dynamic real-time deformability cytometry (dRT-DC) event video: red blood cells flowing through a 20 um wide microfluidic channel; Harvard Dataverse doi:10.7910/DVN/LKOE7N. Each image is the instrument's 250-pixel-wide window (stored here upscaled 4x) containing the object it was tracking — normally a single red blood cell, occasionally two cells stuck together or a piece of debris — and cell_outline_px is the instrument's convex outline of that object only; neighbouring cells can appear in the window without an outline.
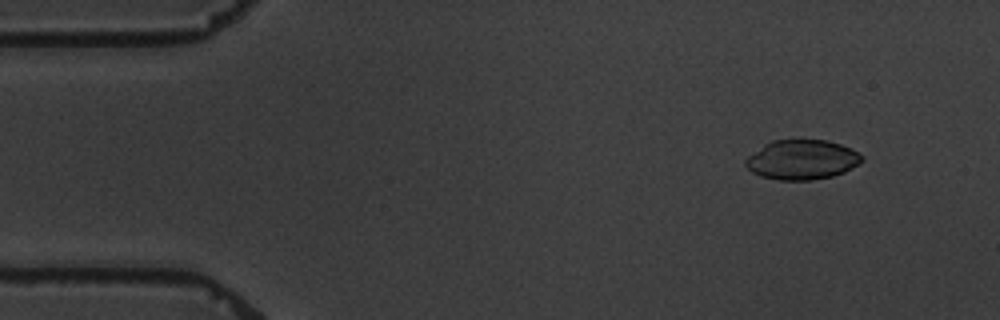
{"species": "common noctule bat (a hibernating species)", "species_latin": "Nyctalus noctula", "temperature_condition": "warm", "stored_images_in_passage": 4, "camera_frame_rate_fps": 3000, "um_per_image_px": 0.085, "animal": {"sex": "male", "body_mass_g": 19.5, "forearm_length_mm": 54.6}, "frame": {"image": 1, "passage_image": 2, "time_ms": 1.0, "image_size_px": [1000, 320], "cell_outline_px": [[864, 160], [844, 172], [832, 176], [812, 180], [780, 180], [760, 176], [752, 172], [744, 164], [744, 160], [748, 156], [764, 144], [772, 140], [828, 140], [852, 148], [864, 156]], "centroid_in_image_um": [68.17, 13.57], "position_along_channel_um": 16.8, "area_um2": 26.99}}